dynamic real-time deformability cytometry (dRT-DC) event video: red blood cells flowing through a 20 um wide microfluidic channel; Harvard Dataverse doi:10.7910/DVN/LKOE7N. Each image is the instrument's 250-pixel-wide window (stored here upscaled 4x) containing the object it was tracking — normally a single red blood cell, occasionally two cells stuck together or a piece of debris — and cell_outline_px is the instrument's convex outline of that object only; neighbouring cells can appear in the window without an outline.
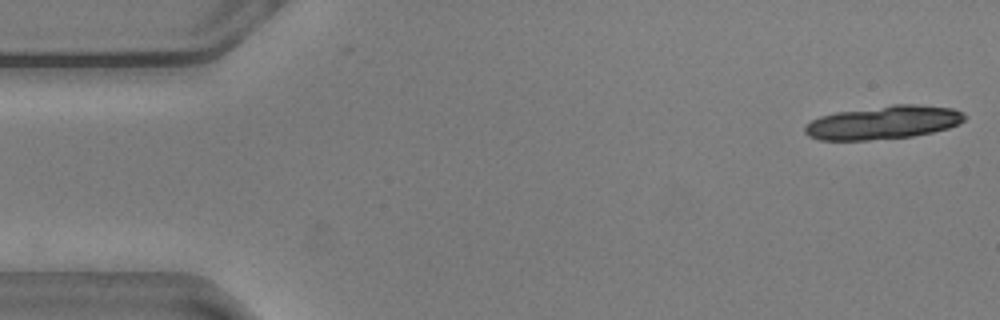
{"species": "common noctule bat (a hibernating species)", "species_latin": "Nyctalus noctula", "temperature_condition": "warm", "stored_images_in_passage": 18, "camera_frame_rate_fps": 3000, "um_per_image_px": 0.085, "animal": {"sex": "male", "body_mass_g": 20.5, "forearm_length_mm": 52.5}, "frame": {"image": 1, "passage_image": 1, "time_ms": 0.0, "image_size_px": [1000, 320], "cell_outline_px": [[968, 116], [960, 124], [948, 128], [932, 132], [912, 136], [868, 140], [820, 140], [808, 136], [804, 132], [804, 124], [820, 116], [836, 112], [892, 104], [916, 104], [952, 108], [964, 112]], "centroid_in_image_um": [75.09, 10.4], "position_along_channel_um": 9.9, "area_um2": 31.33}}